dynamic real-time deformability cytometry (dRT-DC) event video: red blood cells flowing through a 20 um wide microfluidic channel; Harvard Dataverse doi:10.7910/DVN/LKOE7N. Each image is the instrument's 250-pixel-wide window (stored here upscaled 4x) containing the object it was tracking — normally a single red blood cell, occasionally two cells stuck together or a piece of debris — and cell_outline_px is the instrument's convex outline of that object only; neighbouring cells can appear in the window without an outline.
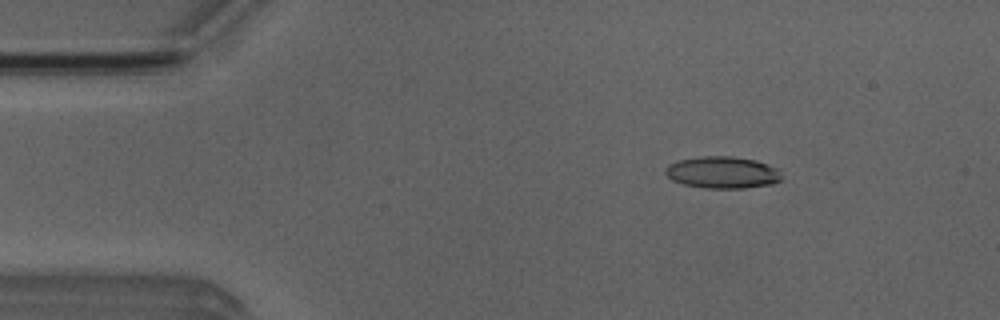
{"species": "Egyptian fruit bat (a non-hibernating species)", "species_latin": "Rousettus aegyptiacus", "temperature_condition": "room temperature", "stored_images_in_passage": 46, "camera_frame_rate_fps": 3000, "um_per_image_px": 0.085, "animal": {"sex": "male"}, "frame": {"image": 1, "passage_image": 2, "time_ms": 0.333, "image_size_px": [1000, 320], "cell_outline_px": [[780, 180], [772, 184], [744, 188], [704, 188], [684, 184], [672, 180], [664, 172], [664, 168], [668, 164], [680, 160], [700, 156], [732, 156], [756, 160], [776, 168], [780, 176]], "centroid_in_image_um": [61.36, 14.65], "position_along_channel_um": 23.6, "area_um2": 21.5}}
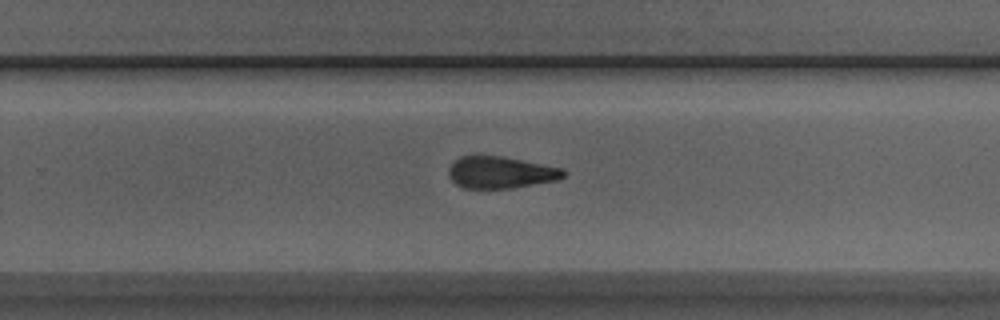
{"frame": {"image": 2, "passage_image": 27, "time_ms": 8.667, "image_size_px": [1000, 320], "cell_outline_px": [[568, 172], [564, 176], [556, 180], [512, 188], [464, 188], [456, 184], [448, 176], [448, 168], [460, 156], [500, 156], [560, 168]], "centroid_in_image_um": [42.52, 14.66], "position_along_channel_um": 287.3, "area_um2": 20.98}}
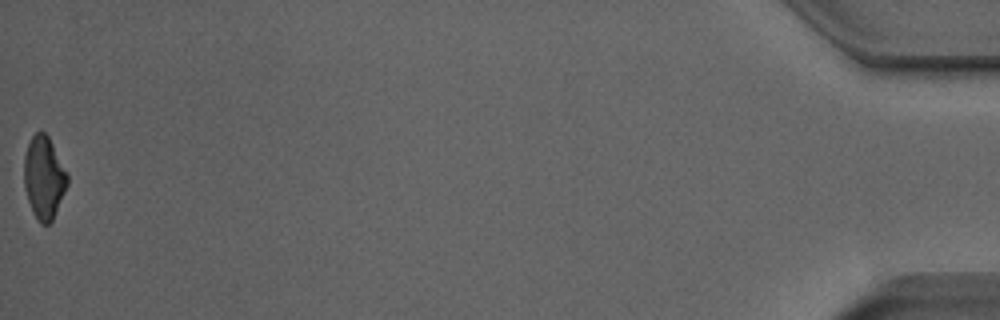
{"frame": {"image": 3, "passage_image": 46, "time_ms": 15.0, "image_size_px": [1000, 320], "cell_outline_px": [[68, 184], [52, 220], [48, 224], [40, 224], [36, 220], [32, 212], [24, 188], [24, 156], [28, 144], [32, 136], [36, 132], [44, 132], [48, 136], [68, 176]], "centroid_in_image_um": [3.71, 15.13], "position_along_channel_um": 431.5, "area_um2": 20.63}, "authors_computed_cell_mechanics": {"area_um2": 21.7906, "velocity_mm_per_s": 3.9808, "shape_relaxation_time_tau1_ms": null, "shape_relaxation_time_tau2_ms": 4.3837, "deformation_change_tau1": null, "deformation_change_tau2": 0.1567}}